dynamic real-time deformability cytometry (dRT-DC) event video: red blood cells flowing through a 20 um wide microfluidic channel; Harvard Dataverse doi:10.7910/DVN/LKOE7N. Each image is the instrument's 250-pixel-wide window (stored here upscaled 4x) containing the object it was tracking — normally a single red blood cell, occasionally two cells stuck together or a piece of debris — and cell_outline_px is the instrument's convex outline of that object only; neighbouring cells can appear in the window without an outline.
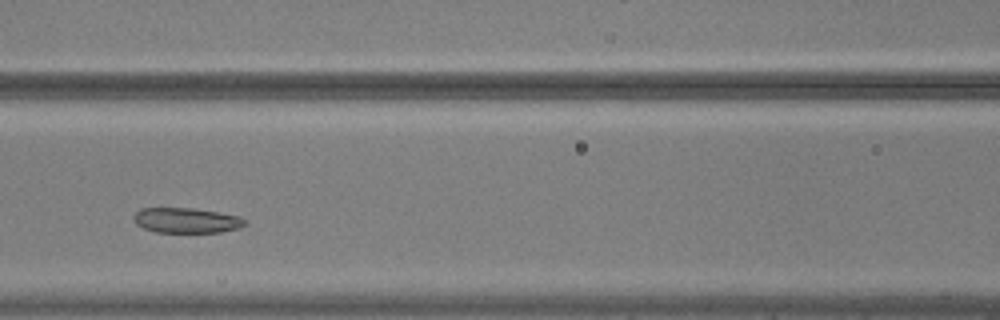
{"species": "common noctule bat (a hibernating species)", "species_latin": "Nyctalus noctula", "temperature_condition": "warm", "stored_images_in_passage": 35, "camera_frame_rate_fps": 3000, "um_per_image_px": 0.085, "animal": {"sex": "male", "body_mass_g": 20.5, "forearm_length_mm": 52.5}, "frame": {"image": 1, "passage_image": 10, "time_ms": 3.0, "image_size_px": [1000, 320], "cell_outline_px": [[248, 224], [236, 228], [220, 232], [156, 232], [144, 228], [136, 224], [132, 220], [132, 216], [140, 208], [192, 208], [240, 216], [248, 220]], "centroid_in_image_um": [15.83, 18.73], "position_along_channel_um": 150.8, "area_um2": 16.36}}
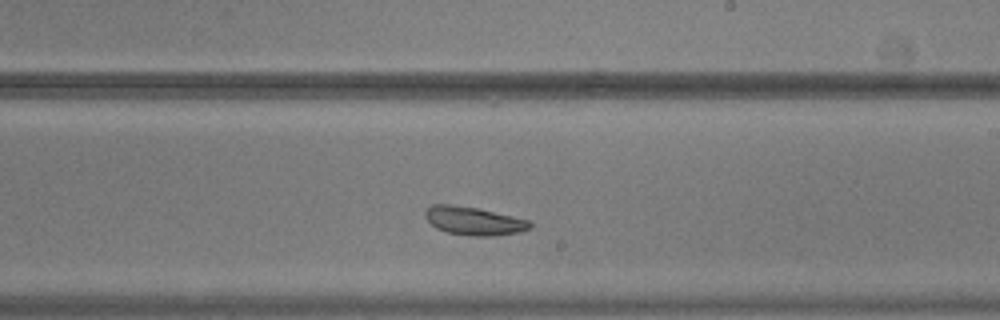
{"frame": {"image": 2, "passage_image": 18, "time_ms": 5.667, "image_size_px": [1000, 320], "cell_outline_px": [[532, 228], [520, 232], [492, 236], [472, 236], [448, 232], [436, 228], [424, 216], [424, 212], [432, 204], [452, 204], [480, 208], [528, 220], [532, 224]], "centroid_in_image_um": [40.28, 18.77], "position_along_channel_um": 248.7, "area_um2": 17.34}}
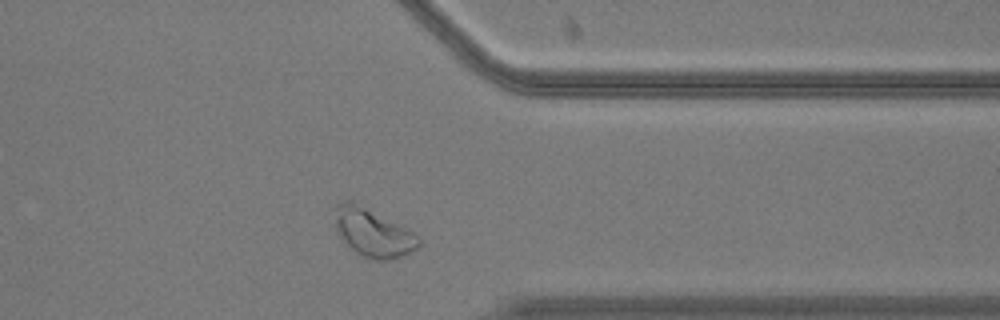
{"frame": {"image": 3, "passage_image": 29, "time_ms": 9.333, "image_size_px": [1000, 320], "cell_outline_px": [[420, 244], [412, 252], [388, 260], [376, 260], [364, 256], [356, 252], [340, 236], [336, 228], [336, 204], [344, 200], [352, 200], [408, 228], [420, 236]], "centroid_in_image_um": [31.74, 19.76], "position_along_channel_um": 379.7, "area_um2": 23.29}, "authors_computed_cell_mechanics": {"area_um2": 17.629, "velocity_mm_per_s": 3.6818, "shape_relaxation_time_tau1_ms": null, "shape_relaxation_time_tau2_ms": 2.0919, "deformation_change_tau1": null, "deformation_change_tau2": 0.0875}}